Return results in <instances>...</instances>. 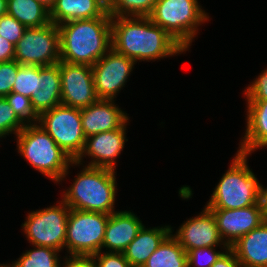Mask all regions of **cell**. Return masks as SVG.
<instances>
[{
    "instance_id": "obj_20",
    "label": "cell",
    "mask_w": 267,
    "mask_h": 267,
    "mask_svg": "<svg viewBox=\"0 0 267 267\" xmlns=\"http://www.w3.org/2000/svg\"><path fill=\"white\" fill-rule=\"evenodd\" d=\"M230 248L242 267H267V219Z\"/></svg>"
},
{
    "instance_id": "obj_12",
    "label": "cell",
    "mask_w": 267,
    "mask_h": 267,
    "mask_svg": "<svg viewBox=\"0 0 267 267\" xmlns=\"http://www.w3.org/2000/svg\"><path fill=\"white\" fill-rule=\"evenodd\" d=\"M129 121L131 120L129 119L121 128L86 137L83 151L75 161L85 166L117 171V159L123 153L125 143L128 141L126 134L127 125L131 124ZM85 158L86 161L87 158L90 161H84Z\"/></svg>"
},
{
    "instance_id": "obj_25",
    "label": "cell",
    "mask_w": 267,
    "mask_h": 267,
    "mask_svg": "<svg viewBox=\"0 0 267 267\" xmlns=\"http://www.w3.org/2000/svg\"><path fill=\"white\" fill-rule=\"evenodd\" d=\"M32 249L23 251L15 261L4 263L6 267H61V251L50 247L32 245ZM62 257V258H61Z\"/></svg>"
},
{
    "instance_id": "obj_26",
    "label": "cell",
    "mask_w": 267,
    "mask_h": 267,
    "mask_svg": "<svg viewBox=\"0 0 267 267\" xmlns=\"http://www.w3.org/2000/svg\"><path fill=\"white\" fill-rule=\"evenodd\" d=\"M157 0H111L106 6L112 17H148Z\"/></svg>"
},
{
    "instance_id": "obj_24",
    "label": "cell",
    "mask_w": 267,
    "mask_h": 267,
    "mask_svg": "<svg viewBox=\"0 0 267 267\" xmlns=\"http://www.w3.org/2000/svg\"><path fill=\"white\" fill-rule=\"evenodd\" d=\"M142 267H188L187 254L170 233Z\"/></svg>"
},
{
    "instance_id": "obj_31",
    "label": "cell",
    "mask_w": 267,
    "mask_h": 267,
    "mask_svg": "<svg viewBox=\"0 0 267 267\" xmlns=\"http://www.w3.org/2000/svg\"><path fill=\"white\" fill-rule=\"evenodd\" d=\"M27 28L8 14L0 16V36L16 45Z\"/></svg>"
},
{
    "instance_id": "obj_5",
    "label": "cell",
    "mask_w": 267,
    "mask_h": 267,
    "mask_svg": "<svg viewBox=\"0 0 267 267\" xmlns=\"http://www.w3.org/2000/svg\"><path fill=\"white\" fill-rule=\"evenodd\" d=\"M249 157L251 155L236 151L204 206L208 209H240L262 203V184L249 167Z\"/></svg>"
},
{
    "instance_id": "obj_32",
    "label": "cell",
    "mask_w": 267,
    "mask_h": 267,
    "mask_svg": "<svg viewBox=\"0 0 267 267\" xmlns=\"http://www.w3.org/2000/svg\"><path fill=\"white\" fill-rule=\"evenodd\" d=\"M17 72V61L10 60L0 63V97H5L12 92Z\"/></svg>"
},
{
    "instance_id": "obj_38",
    "label": "cell",
    "mask_w": 267,
    "mask_h": 267,
    "mask_svg": "<svg viewBox=\"0 0 267 267\" xmlns=\"http://www.w3.org/2000/svg\"><path fill=\"white\" fill-rule=\"evenodd\" d=\"M265 213L267 216V186L262 185V198H261Z\"/></svg>"
},
{
    "instance_id": "obj_6",
    "label": "cell",
    "mask_w": 267,
    "mask_h": 267,
    "mask_svg": "<svg viewBox=\"0 0 267 267\" xmlns=\"http://www.w3.org/2000/svg\"><path fill=\"white\" fill-rule=\"evenodd\" d=\"M148 17L186 51L197 39L200 27L212 19L198 0H157Z\"/></svg>"
},
{
    "instance_id": "obj_23",
    "label": "cell",
    "mask_w": 267,
    "mask_h": 267,
    "mask_svg": "<svg viewBox=\"0 0 267 267\" xmlns=\"http://www.w3.org/2000/svg\"><path fill=\"white\" fill-rule=\"evenodd\" d=\"M7 14L26 28L42 27L50 23L49 10L36 0H7Z\"/></svg>"
},
{
    "instance_id": "obj_1",
    "label": "cell",
    "mask_w": 267,
    "mask_h": 267,
    "mask_svg": "<svg viewBox=\"0 0 267 267\" xmlns=\"http://www.w3.org/2000/svg\"><path fill=\"white\" fill-rule=\"evenodd\" d=\"M112 48L136 63L161 61L186 50L149 17H112Z\"/></svg>"
},
{
    "instance_id": "obj_28",
    "label": "cell",
    "mask_w": 267,
    "mask_h": 267,
    "mask_svg": "<svg viewBox=\"0 0 267 267\" xmlns=\"http://www.w3.org/2000/svg\"><path fill=\"white\" fill-rule=\"evenodd\" d=\"M5 99L13 108L17 117L26 124H36L39 121V116L34 111L31 99L17 92H11Z\"/></svg>"
},
{
    "instance_id": "obj_35",
    "label": "cell",
    "mask_w": 267,
    "mask_h": 267,
    "mask_svg": "<svg viewBox=\"0 0 267 267\" xmlns=\"http://www.w3.org/2000/svg\"><path fill=\"white\" fill-rule=\"evenodd\" d=\"M61 267H96L92 256H65Z\"/></svg>"
},
{
    "instance_id": "obj_39",
    "label": "cell",
    "mask_w": 267,
    "mask_h": 267,
    "mask_svg": "<svg viewBox=\"0 0 267 267\" xmlns=\"http://www.w3.org/2000/svg\"><path fill=\"white\" fill-rule=\"evenodd\" d=\"M37 2L41 3L43 6H45L49 11L55 4L56 0H36Z\"/></svg>"
},
{
    "instance_id": "obj_21",
    "label": "cell",
    "mask_w": 267,
    "mask_h": 267,
    "mask_svg": "<svg viewBox=\"0 0 267 267\" xmlns=\"http://www.w3.org/2000/svg\"><path fill=\"white\" fill-rule=\"evenodd\" d=\"M171 232L170 224L157 227H146L144 224L123 252L125 258L133 267H142Z\"/></svg>"
},
{
    "instance_id": "obj_29",
    "label": "cell",
    "mask_w": 267,
    "mask_h": 267,
    "mask_svg": "<svg viewBox=\"0 0 267 267\" xmlns=\"http://www.w3.org/2000/svg\"><path fill=\"white\" fill-rule=\"evenodd\" d=\"M228 248L216 246L191 249L186 252L188 267H211Z\"/></svg>"
},
{
    "instance_id": "obj_4",
    "label": "cell",
    "mask_w": 267,
    "mask_h": 267,
    "mask_svg": "<svg viewBox=\"0 0 267 267\" xmlns=\"http://www.w3.org/2000/svg\"><path fill=\"white\" fill-rule=\"evenodd\" d=\"M16 150L29 166L49 178L54 184L61 185L70 175L73 160L57 145L50 135L38 124H26L13 136ZM66 179V180H65Z\"/></svg>"
},
{
    "instance_id": "obj_16",
    "label": "cell",
    "mask_w": 267,
    "mask_h": 267,
    "mask_svg": "<svg viewBox=\"0 0 267 267\" xmlns=\"http://www.w3.org/2000/svg\"><path fill=\"white\" fill-rule=\"evenodd\" d=\"M85 137L121 128L131 117L116 100L99 99L80 109Z\"/></svg>"
},
{
    "instance_id": "obj_27",
    "label": "cell",
    "mask_w": 267,
    "mask_h": 267,
    "mask_svg": "<svg viewBox=\"0 0 267 267\" xmlns=\"http://www.w3.org/2000/svg\"><path fill=\"white\" fill-rule=\"evenodd\" d=\"M24 127L5 97H0V139L12 134L16 136Z\"/></svg>"
},
{
    "instance_id": "obj_40",
    "label": "cell",
    "mask_w": 267,
    "mask_h": 267,
    "mask_svg": "<svg viewBox=\"0 0 267 267\" xmlns=\"http://www.w3.org/2000/svg\"><path fill=\"white\" fill-rule=\"evenodd\" d=\"M7 14V0H0V16Z\"/></svg>"
},
{
    "instance_id": "obj_41",
    "label": "cell",
    "mask_w": 267,
    "mask_h": 267,
    "mask_svg": "<svg viewBox=\"0 0 267 267\" xmlns=\"http://www.w3.org/2000/svg\"><path fill=\"white\" fill-rule=\"evenodd\" d=\"M100 2H102L105 6H107L111 0H99Z\"/></svg>"
},
{
    "instance_id": "obj_34",
    "label": "cell",
    "mask_w": 267,
    "mask_h": 267,
    "mask_svg": "<svg viewBox=\"0 0 267 267\" xmlns=\"http://www.w3.org/2000/svg\"><path fill=\"white\" fill-rule=\"evenodd\" d=\"M92 257L96 267H133L123 253L100 251Z\"/></svg>"
},
{
    "instance_id": "obj_42",
    "label": "cell",
    "mask_w": 267,
    "mask_h": 267,
    "mask_svg": "<svg viewBox=\"0 0 267 267\" xmlns=\"http://www.w3.org/2000/svg\"><path fill=\"white\" fill-rule=\"evenodd\" d=\"M0 267H6V265L4 263L3 264L0 263Z\"/></svg>"
},
{
    "instance_id": "obj_18",
    "label": "cell",
    "mask_w": 267,
    "mask_h": 267,
    "mask_svg": "<svg viewBox=\"0 0 267 267\" xmlns=\"http://www.w3.org/2000/svg\"><path fill=\"white\" fill-rule=\"evenodd\" d=\"M245 132L237 152L252 155L267 147V100H245ZM244 136V137H243Z\"/></svg>"
},
{
    "instance_id": "obj_33",
    "label": "cell",
    "mask_w": 267,
    "mask_h": 267,
    "mask_svg": "<svg viewBox=\"0 0 267 267\" xmlns=\"http://www.w3.org/2000/svg\"><path fill=\"white\" fill-rule=\"evenodd\" d=\"M244 88L245 100H267V67Z\"/></svg>"
},
{
    "instance_id": "obj_30",
    "label": "cell",
    "mask_w": 267,
    "mask_h": 267,
    "mask_svg": "<svg viewBox=\"0 0 267 267\" xmlns=\"http://www.w3.org/2000/svg\"><path fill=\"white\" fill-rule=\"evenodd\" d=\"M36 85V65H22L18 63V72L12 92L20 93L31 98L35 92Z\"/></svg>"
},
{
    "instance_id": "obj_13",
    "label": "cell",
    "mask_w": 267,
    "mask_h": 267,
    "mask_svg": "<svg viewBox=\"0 0 267 267\" xmlns=\"http://www.w3.org/2000/svg\"><path fill=\"white\" fill-rule=\"evenodd\" d=\"M61 105L85 108L98 101L92 66L60 61Z\"/></svg>"
},
{
    "instance_id": "obj_11",
    "label": "cell",
    "mask_w": 267,
    "mask_h": 267,
    "mask_svg": "<svg viewBox=\"0 0 267 267\" xmlns=\"http://www.w3.org/2000/svg\"><path fill=\"white\" fill-rule=\"evenodd\" d=\"M136 62L111 48L93 66L95 91L99 99L117 100L130 79Z\"/></svg>"
},
{
    "instance_id": "obj_15",
    "label": "cell",
    "mask_w": 267,
    "mask_h": 267,
    "mask_svg": "<svg viewBox=\"0 0 267 267\" xmlns=\"http://www.w3.org/2000/svg\"><path fill=\"white\" fill-rule=\"evenodd\" d=\"M173 228L171 233L186 252L201 247L227 246L219 234L212 212L206 206L200 213L182 222L176 231Z\"/></svg>"
},
{
    "instance_id": "obj_36",
    "label": "cell",
    "mask_w": 267,
    "mask_h": 267,
    "mask_svg": "<svg viewBox=\"0 0 267 267\" xmlns=\"http://www.w3.org/2000/svg\"><path fill=\"white\" fill-rule=\"evenodd\" d=\"M211 267H242L234 251L228 248Z\"/></svg>"
},
{
    "instance_id": "obj_3",
    "label": "cell",
    "mask_w": 267,
    "mask_h": 267,
    "mask_svg": "<svg viewBox=\"0 0 267 267\" xmlns=\"http://www.w3.org/2000/svg\"><path fill=\"white\" fill-rule=\"evenodd\" d=\"M82 166V167H80ZM77 171L71 185L62 191L61 199L70 209L112 214L118 194L117 171L85 166L73 161Z\"/></svg>"
},
{
    "instance_id": "obj_14",
    "label": "cell",
    "mask_w": 267,
    "mask_h": 267,
    "mask_svg": "<svg viewBox=\"0 0 267 267\" xmlns=\"http://www.w3.org/2000/svg\"><path fill=\"white\" fill-rule=\"evenodd\" d=\"M224 243L230 248L267 219L262 203L240 209H209Z\"/></svg>"
},
{
    "instance_id": "obj_9",
    "label": "cell",
    "mask_w": 267,
    "mask_h": 267,
    "mask_svg": "<svg viewBox=\"0 0 267 267\" xmlns=\"http://www.w3.org/2000/svg\"><path fill=\"white\" fill-rule=\"evenodd\" d=\"M38 124L73 161L79 157L86 139L79 108L53 107L39 116Z\"/></svg>"
},
{
    "instance_id": "obj_37",
    "label": "cell",
    "mask_w": 267,
    "mask_h": 267,
    "mask_svg": "<svg viewBox=\"0 0 267 267\" xmlns=\"http://www.w3.org/2000/svg\"><path fill=\"white\" fill-rule=\"evenodd\" d=\"M15 45L0 36V63L14 60Z\"/></svg>"
},
{
    "instance_id": "obj_22",
    "label": "cell",
    "mask_w": 267,
    "mask_h": 267,
    "mask_svg": "<svg viewBox=\"0 0 267 267\" xmlns=\"http://www.w3.org/2000/svg\"><path fill=\"white\" fill-rule=\"evenodd\" d=\"M106 6L99 0H56L49 11L50 22L56 25L81 19L103 17Z\"/></svg>"
},
{
    "instance_id": "obj_19",
    "label": "cell",
    "mask_w": 267,
    "mask_h": 267,
    "mask_svg": "<svg viewBox=\"0 0 267 267\" xmlns=\"http://www.w3.org/2000/svg\"><path fill=\"white\" fill-rule=\"evenodd\" d=\"M30 99L38 116L61 105L60 62L51 66H36L35 92Z\"/></svg>"
},
{
    "instance_id": "obj_2",
    "label": "cell",
    "mask_w": 267,
    "mask_h": 267,
    "mask_svg": "<svg viewBox=\"0 0 267 267\" xmlns=\"http://www.w3.org/2000/svg\"><path fill=\"white\" fill-rule=\"evenodd\" d=\"M111 19L107 12L103 17L59 24L60 61L93 66L112 48Z\"/></svg>"
},
{
    "instance_id": "obj_10",
    "label": "cell",
    "mask_w": 267,
    "mask_h": 267,
    "mask_svg": "<svg viewBox=\"0 0 267 267\" xmlns=\"http://www.w3.org/2000/svg\"><path fill=\"white\" fill-rule=\"evenodd\" d=\"M14 60L22 65L51 66L60 62L59 28L54 23L27 28L15 45Z\"/></svg>"
},
{
    "instance_id": "obj_7",
    "label": "cell",
    "mask_w": 267,
    "mask_h": 267,
    "mask_svg": "<svg viewBox=\"0 0 267 267\" xmlns=\"http://www.w3.org/2000/svg\"><path fill=\"white\" fill-rule=\"evenodd\" d=\"M69 212L70 208L61 198L49 207L28 211L21 227L30 246L64 252Z\"/></svg>"
},
{
    "instance_id": "obj_17",
    "label": "cell",
    "mask_w": 267,
    "mask_h": 267,
    "mask_svg": "<svg viewBox=\"0 0 267 267\" xmlns=\"http://www.w3.org/2000/svg\"><path fill=\"white\" fill-rule=\"evenodd\" d=\"M144 223L132 210H118L109 215L102 251L123 253Z\"/></svg>"
},
{
    "instance_id": "obj_8",
    "label": "cell",
    "mask_w": 267,
    "mask_h": 267,
    "mask_svg": "<svg viewBox=\"0 0 267 267\" xmlns=\"http://www.w3.org/2000/svg\"><path fill=\"white\" fill-rule=\"evenodd\" d=\"M109 214L70 209L65 251L67 256H92L102 251Z\"/></svg>"
}]
</instances>
